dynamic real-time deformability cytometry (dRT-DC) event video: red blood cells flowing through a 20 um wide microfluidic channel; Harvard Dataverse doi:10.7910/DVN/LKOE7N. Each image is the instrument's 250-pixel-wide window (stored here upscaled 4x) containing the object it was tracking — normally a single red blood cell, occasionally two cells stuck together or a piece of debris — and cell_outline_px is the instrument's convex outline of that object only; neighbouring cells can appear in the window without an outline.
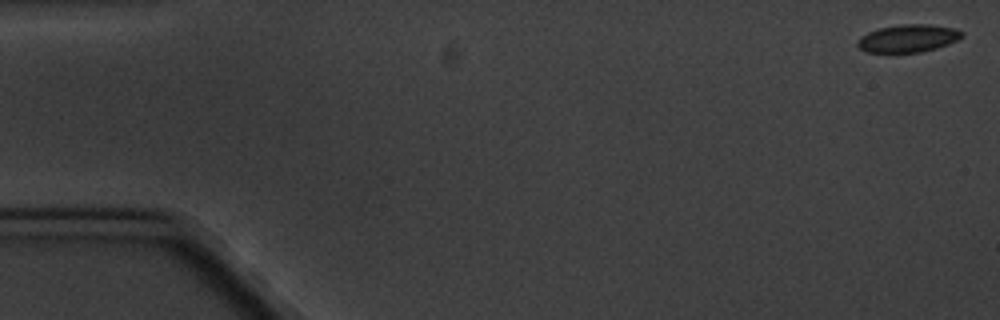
{"species": "common noctule bat (a hibernating species)", "species_latin": "Nyctalus noctula", "temperature_condition": "cold", "stored_images_in_passage": 6, "camera_frame_rate_fps": 3000, "um_per_image_px": 0.085, "animal": {"sex": "male", "body_mass_g": 20.1, "forearm_length_mm": 53.5}, "frame": {"image": 1, "passage_image": 1, "time_ms": 0.0, "image_size_px": [1000, 320], "cell_outline_px": [[964, 36], [948, 44], [936, 48], [920, 52], [868, 52], [860, 48], [856, 44], [856, 40], [860, 36], [868, 32], [880, 28], [900, 24], [928, 24], [956, 28], [964, 32]], "centroid_in_image_um": [77.19, 3.25], "position_along_channel_um": 7.8, "area_um2": 16.88}}
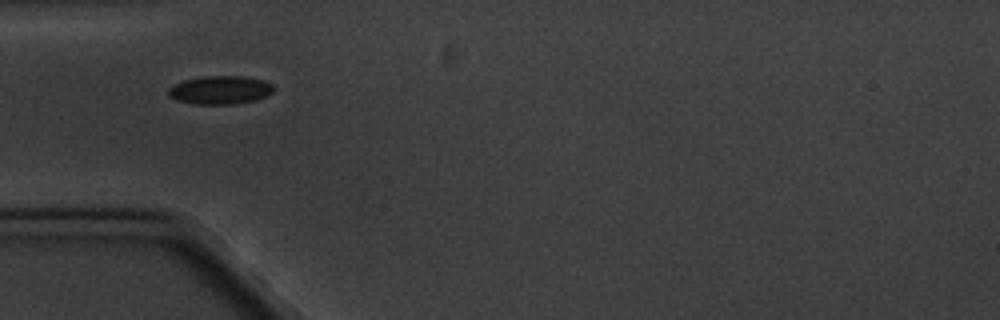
{"frame": {"image": 2, "passage_image": 5, "time_ms": 5.667, "image_size_px": [1000, 320], "cell_outline_px": [[276, 88], [272, 92], [256, 100], [236, 104], [196, 104], [176, 100], [168, 96], [168, 88], [172, 84], [184, 80], [204, 76], [244, 76], [264, 80], [272, 84]], "centroid_in_image_um": [18.7, 7.65], "position_along_channel_um": 66.3, "area_um2": 17.57}}